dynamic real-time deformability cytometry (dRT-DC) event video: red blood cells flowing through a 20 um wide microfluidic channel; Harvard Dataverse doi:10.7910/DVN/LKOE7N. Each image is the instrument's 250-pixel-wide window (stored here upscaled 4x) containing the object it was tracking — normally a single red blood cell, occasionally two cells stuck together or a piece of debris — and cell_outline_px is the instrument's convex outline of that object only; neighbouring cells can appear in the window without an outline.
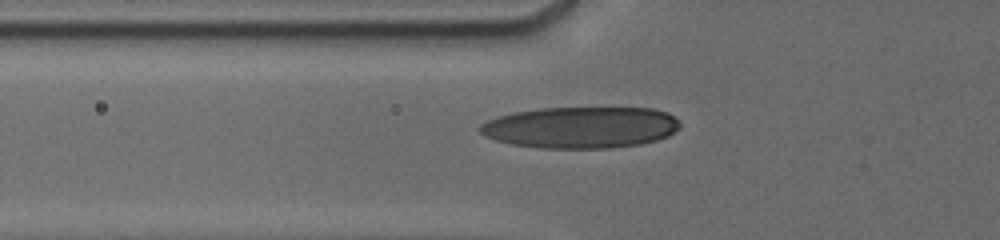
{"species": "human", "species_latin": "Homo sapiens", "temperature_condition": "cold", "stored_images_in_passage": 17, "camera_frame_rate_fps": 3000, "um_per_image_px": 0.085, "donor": {"sex": "male"}, "frame": {"image": 1, "passage_image": 2, "time_ms": 0.333, "image_size_px": [1000, 240], "cell_outline_px": [[680, 128], [676, 132], [668, 136], [656, 140], [640, 144], [612, 148], [540, 148], [512, 144], [496, 140], [484, 136], [476, 128], [480, 124], [496, 116], [512, 112], [540, 108], [652, 108], [668, 112], [680, 120]], "centroid_in_image_um": [49.37, 10.82], "position_along_channel_um": 76.4, "area_um2": 48.84}}
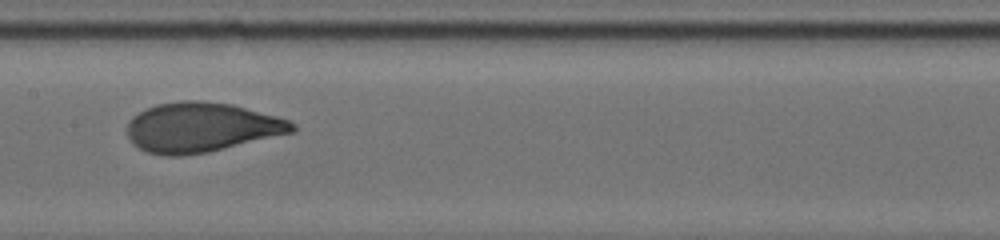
{"frame": {"image": 2, "passage_image": 8, "time_ms": 3.333, "image_size_px": [1000, 240], "cell_outline_px": [[296, 128], [292, 132], [208, 152], [184, 156], [164, 156], [148, 152], [132, 144], [128, 136], [128, 120], [132, 116], [156, 104], [180, 100], [200, 100], [232, 104], [276, 116], [288, 120], [296, 124]], "centroid_in_image_um": [17.08, 10.82], "position_along_channel_um": 190.3, "area_um2": 47.69}}
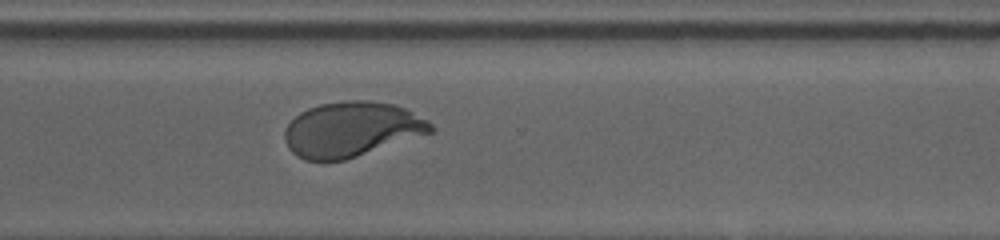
{"frame": {"image": 3, "passage_image": 17, "time_ms": 7.333, "image_size_px": [1000, 240], "cell_outline_px": [[436, 128], [432, 132], [344, 160], [304, 160], [296, 156], [288, 148], [284, 140], [284, 128], [300, 112], [308, 108], [320, 104], [344, 100], [364, 100], [392, 104], [404, 108], [428, 120]], "centroid_in_image_um": [29.85, 10.99], "position_along_channel_um": 340.8, "area_um2": 46.59}}